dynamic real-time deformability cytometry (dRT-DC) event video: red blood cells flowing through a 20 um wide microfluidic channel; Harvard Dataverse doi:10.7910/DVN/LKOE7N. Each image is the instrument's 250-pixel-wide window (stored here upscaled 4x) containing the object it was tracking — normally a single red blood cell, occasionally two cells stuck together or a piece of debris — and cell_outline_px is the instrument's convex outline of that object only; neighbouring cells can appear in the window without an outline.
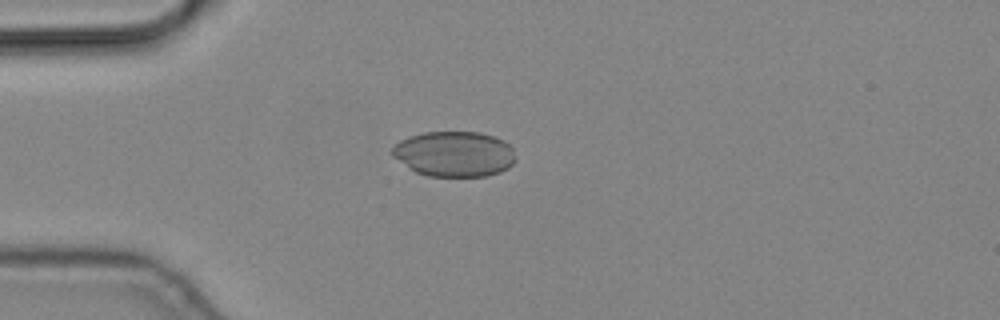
{"species": "common noctule bat (a hibernating species)", "species_latin": "Nyctalus noctula", "temperature_condition": "cold", "stored_images_in_passage": 7, "camera_frame_rate_fps": 3000, "um_per_image_px": 0.085, "animal": {"sex": "male", "body_mass_g": 19.2, "forearm_length_mm": 51.8}, "frame": {"image": 1, "passage_image": 2, "time_ms": 0.333, "image_size_px": [1000, 320], "cell_outline_px": [[516, 160], [508, 168], [500, 172], [488, 176], [428, 176], [416, 172], [408, 168], [392, 156], [392, 148], [400, 140], [408, 136], [424, 132], [480, 132], [504, 140], [512, 148]], "centroid_in_image_um": [38.61, 13.09], "position_along_channel_um": 46.4, "area_um2": 32.77}}
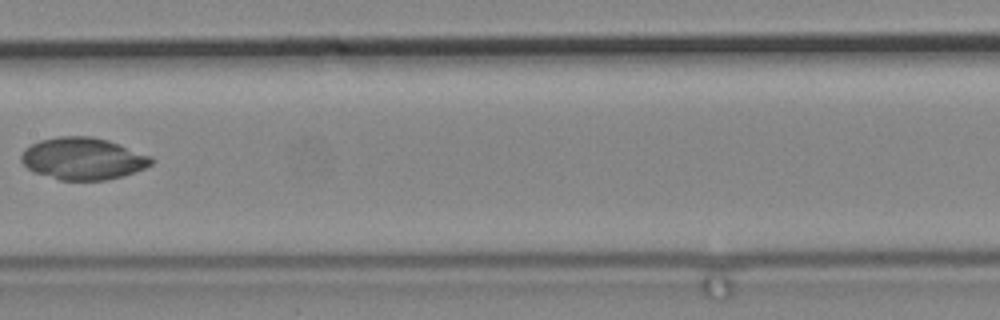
{"frame": {"image": 2, "passage_image": 6, "time_ms": 1.667, "image_size_px": [1000, 320], "cell_outline_px": [[156, 160], [152, 164], [144, 168], [120, 176], [104, 180], [60, 180], [32, 172], [20, 160], [20, 156], [24, 148], [40, 140], [60, 136], [92, 136], [108, 140], [120, 144], [152, 156]], "centroid_in_image_um": [7.04, 13.47], "position_along_channel_um": 200.4, "area_um2": 31.96}}
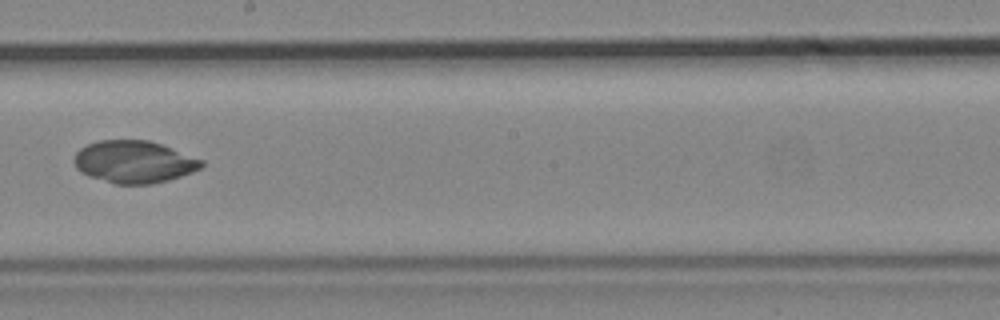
{"frame": {"image": 3, "passage_image": 7, "time_ms": 2.0, "image_size_px": [1000, 320], "cell_outline_px": [[204, 164], [200, 168], [192, 172], [168, 180], [152, 184], [116, 184], [88, 176], [80, 172], [76, 168], [72, 160], [76, 152], [80, 148], [88, 144], [100, 140], [148, 140], [160, 144], [204, 160]], "centroid_in_image_um": [11.36, 13.76], "position_along_channel_um": 236.8, "area_um2": 31.39}}